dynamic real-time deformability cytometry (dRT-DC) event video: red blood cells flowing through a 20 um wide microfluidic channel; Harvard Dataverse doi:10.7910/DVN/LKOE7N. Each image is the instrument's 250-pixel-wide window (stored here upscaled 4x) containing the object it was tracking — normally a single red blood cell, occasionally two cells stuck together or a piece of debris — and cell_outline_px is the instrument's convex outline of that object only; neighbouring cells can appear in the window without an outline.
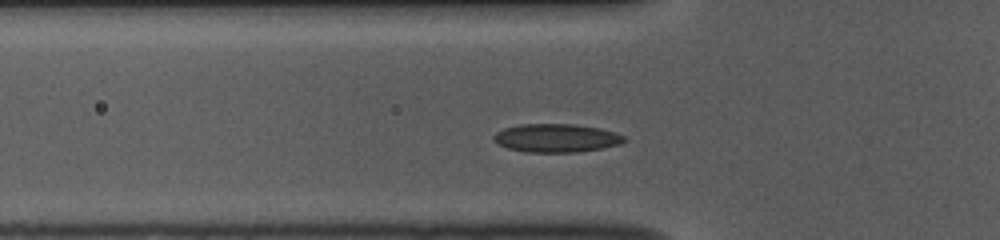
{"species": "common noctule bat (a hibernating species)", "species_latin": "Nyctalus noctula", "temperature_condition": "room temperature", "stored_images_in_passage": 48, "camera_frame_rate_fps": 3000, "um_per_image_px": 0.085, "animal": {"sex": "female", "body_mass_g": 10.0, "forearm_length_mm": 53.1}, "frame": {"image": 1, "passage_image": 11, "time_ms": 3.333, "image_size_px": [1000, 240], "cell_outline_px": [[628, 140], [620, 144], [600, 148], [576, 152], [528, 152], [508, 148], [492, 140], [492, 136], [496, 132], [504, 128], [520, 124], [576, 124], [600, 128], [616, 132], [624, 136]], "centroid_in_image_um": [47.3, 11.72], "position_along_channel_um": 78.5, "area_um2": 21.62}}
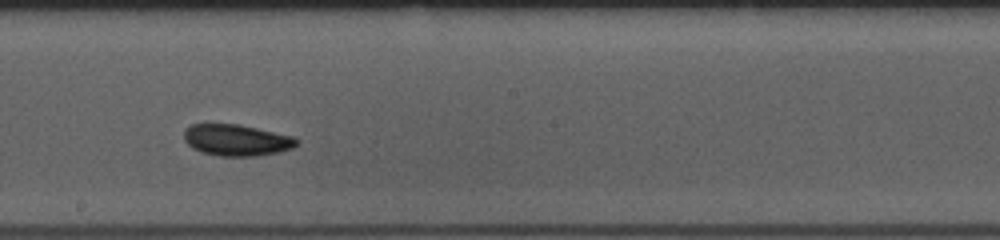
{"frame": {"image": 2, "passage_image": 23, "time_ms": 7.333, "image_size_px": [1000, 240], "cell_outline_px": [[300, 140], [292, 148], [276, 152], [256, 156], [220, 156], [200, 152], [192, 148], [184, 140], [184, 128], [192, 124], [240, 124], [292, 136]], "centroid_in_image_um": [20.07, 11.9], "position_along_channel_um": 228.1, "area_um2": 20.63}}
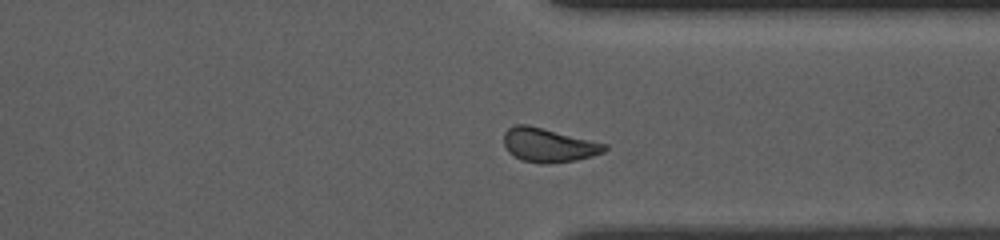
{"frame": {"image": 3, "passage_image": 34, "time_ms": 11.0, "image_size_px": [1000, 240], "cell_outline_px": [[608, 148], [604, 152], [592, 156], [576, 160], [544, 164], [520, 160], [512, 156], [508, 152], [504, 144], [504, 132], [508, 128], [516, 124], [528, 124], [608, 144]], "centroid_in_image_um": [46.61, 12.33], "position_along_channel_um": 364.8, "area_um2": 20.11}, "authors_computed_cell_mechanics": {"area_um2": 20.1722, "velocity_mm_per_s": 3.7274, "shape_relaxation_time_tau1_ms": 5.3019, "shape_relaxation_time_tau2_ms": 10.7702, "deformation_change_tau1": 0.1003, "deformation_change_tau2": 0.1216}}